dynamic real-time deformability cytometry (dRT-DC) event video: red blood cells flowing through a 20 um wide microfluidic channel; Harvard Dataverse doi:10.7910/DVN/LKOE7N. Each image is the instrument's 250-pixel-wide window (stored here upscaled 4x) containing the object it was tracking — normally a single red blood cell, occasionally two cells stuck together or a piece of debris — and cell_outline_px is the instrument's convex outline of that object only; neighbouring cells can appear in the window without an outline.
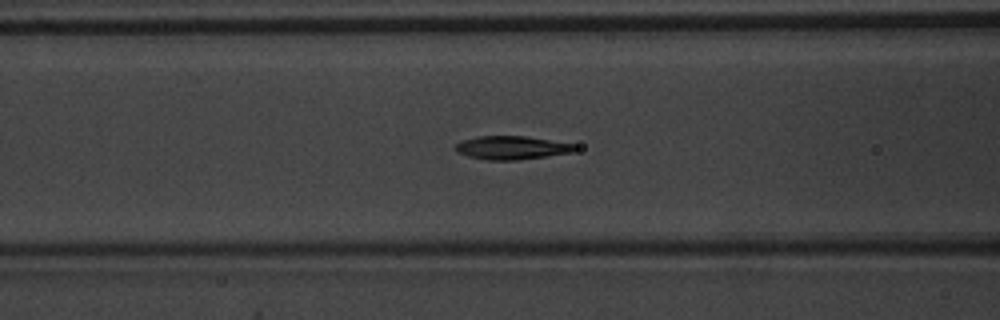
{"species": "common noctule bat (a hibernating species)", "species_latin": "Nyctalus noctula", "temperature_condition": "warm", "stored_images_in_passage": 37, "camera_frame_rate_fps": 3000, "um_per_image_px": 0.085, "animal": {"sex": "male", "body_mass_g": 20.1, "forearm_length_mm": 53.5}, "frame": {"image": 1, "passage_image": 6, "time_ms": 1.667, "image_size_px": [1000, 320], "cell_outline_px": [[580, 148], [572, 152], [516, 160], [488, 160], [468, 156], [456, 152], [456, 144], [464, 140], [476, 136], [524, 136], [576, 144]], "centroid_in_image_um": [43.51, 12.55], "position_along_channel_um": 123.1, "area_um2": 16.18}}
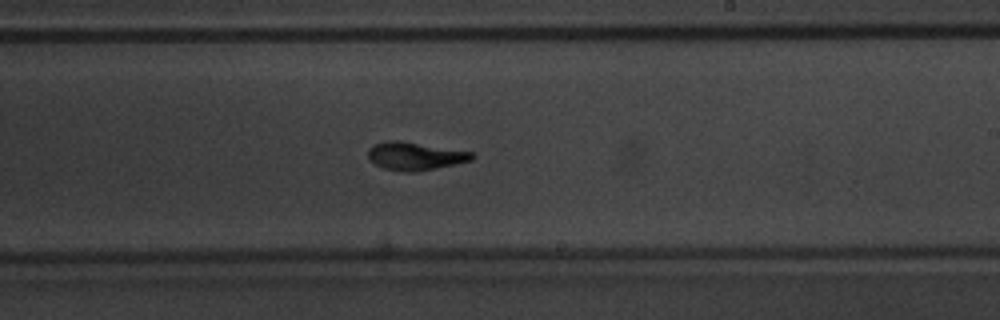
{"frame": {"image": 2, "passage_image": 16, "time_ms": 5.0, "image_size_px": [1000, 320], "cell_outline_px": [[476, 156], [472, 160], [436, 168], [416, 172], [404, 172], [384, 168], [376, 164], [368, 156], [368, 148], [372, 144], [384, 140], [400, 140], [472, 152]], "centroid_in_image_um": [35.26, 13.25], "position_along_channel_um": 253.7, "area_um2": 16.99}}
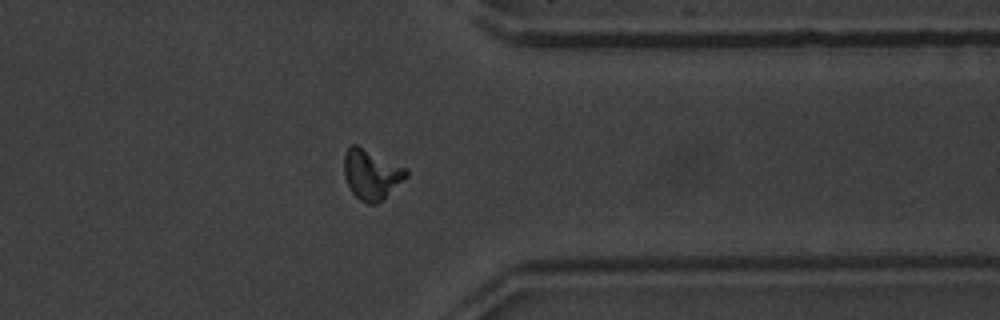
{"frame": {"image": 3, "passage_image": 26, "time_ms": 8.333, "image_size_px": [1000, 320], "cell_outline_px": [[408, 176], [384, 200], [376, 204], [368, 204], [360, 200], [352, 192], [344, 176], [344, 156], [348, 148], [352, 144], [356, 144], [408, 168]], "centroid_in_image_um": [31.6, 14.83], "position_along_channel_um": 379.8, "area_um2": 18.32}, "authors_computed_cell_mechanics": {"area_um2": 16.7042, "velocity_mm_per_s": 3.925, "shape_relaxation_time_tau1_ms": 3.147, "shape_relaxation_time_tau2_ms": 1.1928, "deformation_change_tau1": 0.1711, "deformation_change_tau2": 0.0881}}